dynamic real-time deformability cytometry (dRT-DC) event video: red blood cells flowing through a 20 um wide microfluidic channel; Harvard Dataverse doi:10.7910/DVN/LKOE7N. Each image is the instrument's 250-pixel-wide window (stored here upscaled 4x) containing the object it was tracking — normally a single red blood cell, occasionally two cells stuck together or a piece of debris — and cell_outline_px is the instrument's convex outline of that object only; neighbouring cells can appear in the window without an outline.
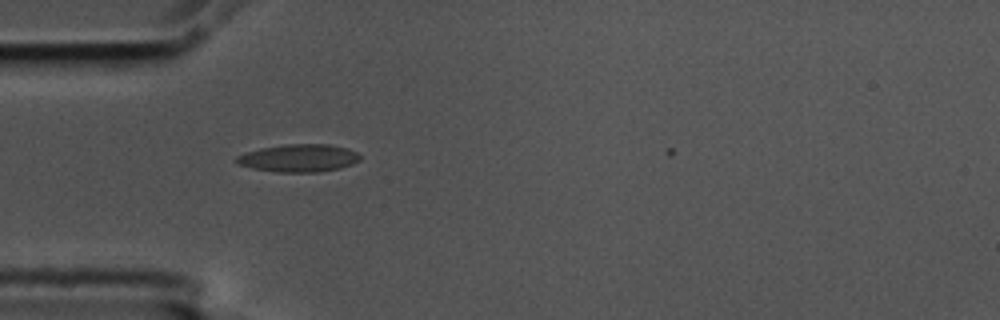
{"species": "common noctule bat (a hibernating species)", "species_latin": "Nyctalus noctula", "temperature_condition": "cold", "stored_images_in_passage": 3, "camera_frame_rate_fps": 3000, "um_per_image_px": 0.085, "animal": {"sex": "male", "body_mass_g": 17.5, "forearm_length_mm": 52.3}, "frame": {"image": 1, "passage_image": 2, "time_ms": 0.333, "image_size_px": [1000, 320], "cell_outline_px": [[360, 160], [352, 164], [340, 168], [316, 172], [276, 172], [252, 168], [236, 164], [236, 156], [260, 148], [288, 144], [328, 144], [348, 148], [356, 152], [360, 156]], "centroid_in_image_um": [25.4, 13.44], "position_along_channel_um": 59.6, "area_um2": 19.88}}